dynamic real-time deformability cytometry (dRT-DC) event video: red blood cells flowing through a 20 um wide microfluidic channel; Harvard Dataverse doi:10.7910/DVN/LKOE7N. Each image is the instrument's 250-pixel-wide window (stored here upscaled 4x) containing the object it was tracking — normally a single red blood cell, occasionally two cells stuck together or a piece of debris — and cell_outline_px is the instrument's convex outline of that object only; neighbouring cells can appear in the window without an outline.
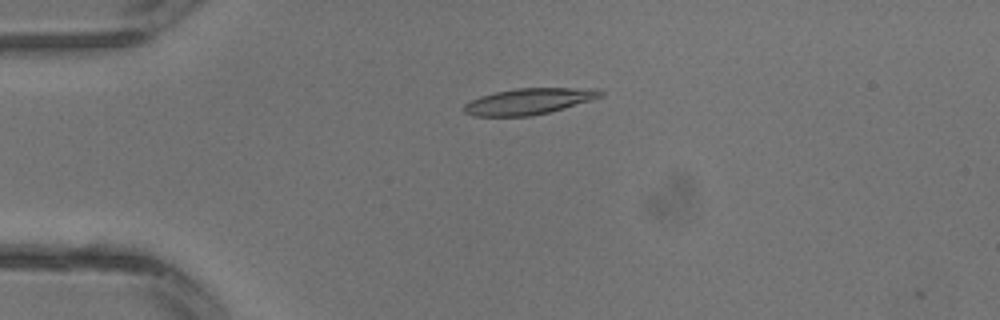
{"species": "common noctule bat (a hibernating species)", "species_latin": "Nyctalus noctula", "temperature_condition": "warm", "stored_images_in_passage": 1, "camera_frame_rate_fps": 3000, "um_per_image_px": 0.085, "animal": {"sex": "male", "body_mass_g": 13.3}, "frame": {"image": 1, "passage_image": 1, "time_ms": 0.0, "image_size_px": [1000, 320], "cell_outline_px": [[604, 96], [592, 100], [564, 108], [532, 116], [476, 116], [464, 112], [460, 108], [464, 104], [480, 96], [496, 92], [516, 88], [600, 88], [604, 92]], "centroid_in_image_um": [44.98, 8.61], "position_along_channel_um": 40.0, "area_um2": 20.92}}